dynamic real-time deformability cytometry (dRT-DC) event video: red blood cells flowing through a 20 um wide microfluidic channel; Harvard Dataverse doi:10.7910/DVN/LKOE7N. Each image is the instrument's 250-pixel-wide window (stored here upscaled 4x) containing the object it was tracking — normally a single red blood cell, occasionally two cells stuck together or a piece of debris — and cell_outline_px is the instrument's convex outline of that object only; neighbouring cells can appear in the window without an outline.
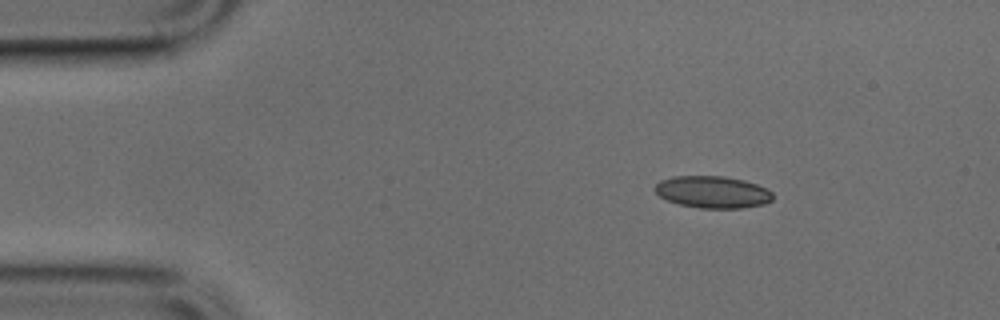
{"species": "common noctule bat (a hibernating species)", "species_latin": "Nyctalus noctula", "temperature_condition": "cold", "stored_images_in_passage": 43, "camera_frame_rate_fps": 3000, "um_per_image_px": 0.085, "animal": {"sex": "male", "body_mass_g": 17.9, "forearm_length_mm": 54.2}, "frame": {"image": 1, "passage_image": 1, "time_ms": 0.0, "image_size_px": [1000, 320], "cell_outline_px": [[772, 200], [764, 204], [744, 208], [700, 208], [680, 204], [668, 200], [660, 196], [652, 188], [660, 180], [672, 176], [724, 176], [744, 180], [756, 184], [772, 192]], "centroid_in_image_um": [60.55, 16.32], "position_along_channel_um": 24.4, "area_um2": 21.96}}
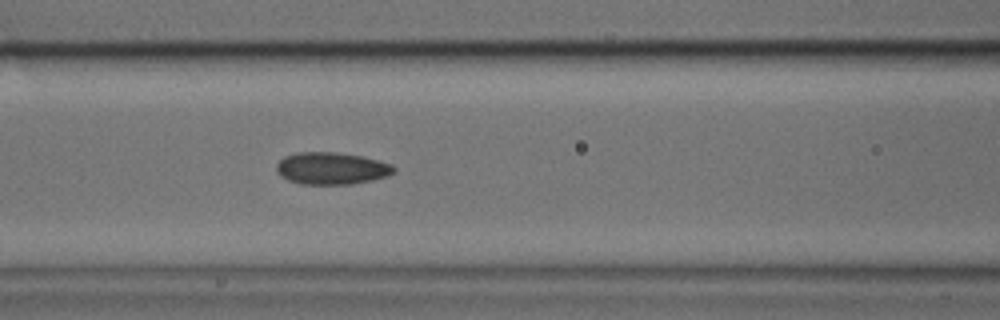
{"frame": {"image": 2, "passage_image": 14, "time_ms": 4.333, "image_size_px": [1000, 320], "cell_outline_px": [[396, 172], [388, 176], [372, 180], [352, 184], [300, 184], [288, 180], [280, 176], [276, 172], [276, 164], [284, 156], [296, 152], [336, 152], [364, 156], [392, 164], [396, 168]], "centroid_in_image_um": [28.19, 14.31], "position_along_channel_um": 138.4, "area_um2": 22.31}}
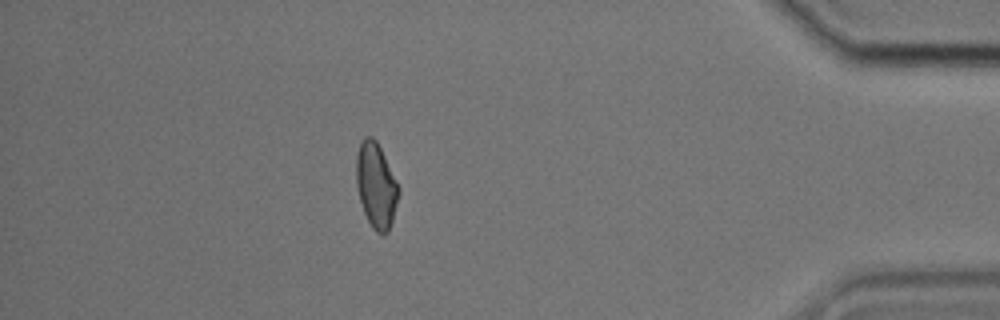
{"frame": {"image": 3, "passage_image": 37, "time_ms": 12.0, "image_size_px": [1000, 320], "cell_outline_px": [[400, 192], [392, 220], [388, 232], [384, 236], [376, 232], [372, 228], [364, 212], [360, 200], [356, 184], [356, 156], [360, 144], [364, 136], [372, 136], [376, 140], [400, 188]], "centroid_in_image_um": [31.96, 15.78], "position_along_channel_um": 403.2, "area_um2": 20.92}}